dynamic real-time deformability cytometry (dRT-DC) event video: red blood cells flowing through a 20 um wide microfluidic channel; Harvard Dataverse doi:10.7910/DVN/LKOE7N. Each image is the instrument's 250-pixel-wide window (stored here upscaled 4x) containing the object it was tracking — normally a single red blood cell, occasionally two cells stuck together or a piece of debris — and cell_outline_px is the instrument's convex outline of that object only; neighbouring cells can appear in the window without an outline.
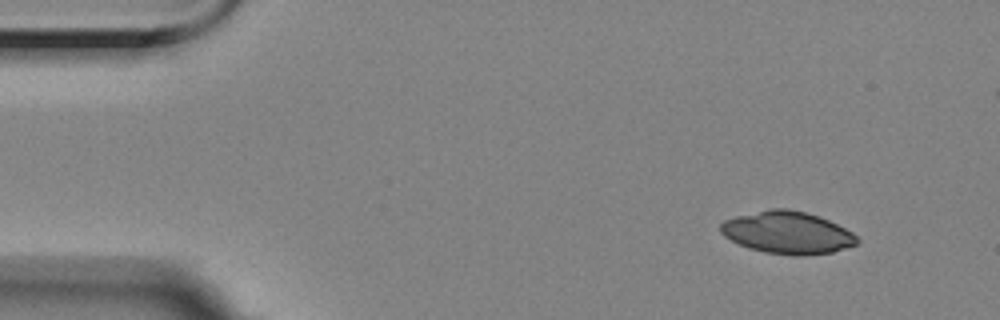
{"species": "Egyptian fruit bat (a non-hibernating species)", "species_latin": "Rousettus aegyptiacus", "temperature_condition": "room temperature", "stored_images_in_passage": 52, "camera_frame_rate_fps": 3000, "um_per_image_px": 0.085, "animal": {"sex": "female"}, "frame": {"image": 1, "passage_image": 1, "time_ms": 0.0, "image_size_px": [1000, 320], "cell_outline_px": [[860, 244], [832, 252], [804, 256], [792, 256], [764, 252], [748, 248], [724, 236], [720, 232], [720, 224], [724, 220], [736, 216], [772, 208], [788, 208], [820, 216], [852, 232], [860, 240]], "centroid_in_image_um": [66.95, 19.78], "position_along_channel_um": 18.1, "area_um2": 33.81}}
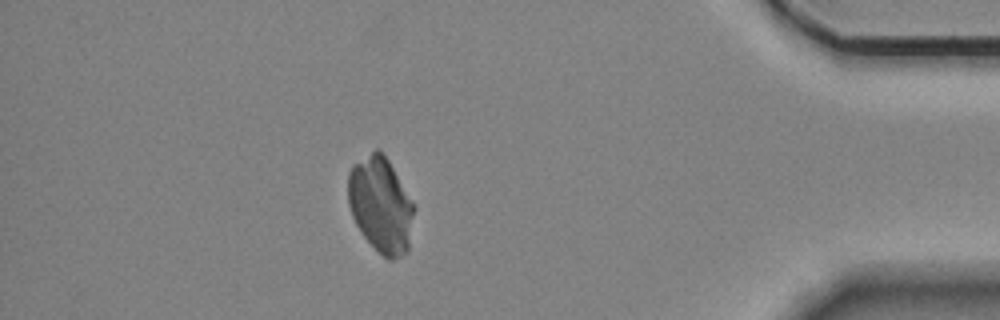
{"frame": {"image": 2, "passage_image": 45, "time_ms": 14.667, "image_size_px": [1000, 320], "cell_outline_px": [[416, 208], [408, 252], [392, 260], [388, 260], [364, 236], [356, 224], [352, 216], [348, 204], [348, 172], [352, 164], [376, 148], [380, 148], [388, 160], [416, 204]], "centroid_in_image_um": [32.39, 17.38], "position_along_channel_um": 402.8, "area_um2": 37.22}}